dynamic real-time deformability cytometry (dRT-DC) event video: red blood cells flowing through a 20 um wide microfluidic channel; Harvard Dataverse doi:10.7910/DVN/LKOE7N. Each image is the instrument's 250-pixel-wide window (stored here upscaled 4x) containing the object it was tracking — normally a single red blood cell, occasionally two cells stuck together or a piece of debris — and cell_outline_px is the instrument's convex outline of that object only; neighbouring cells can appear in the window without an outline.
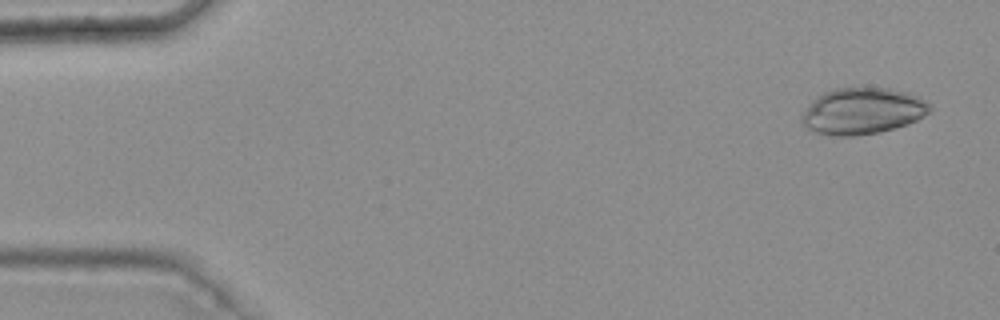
{"species": "common noctule bat (a hibernating species)", "species_latin": "Nyctalus noctula", "temperature_condition": "warm", "stored_images_in_passage": 6, "camera_frame_rate_fps": 3000, "um_per_image_px": 0.085, "animal": {"sex": "female", "body_mass_g": 25.1}, "frame": {"image": 1, "passage_image": 1, "time_ms": 0.0, "image_size_px": [1000, 320], "cell_outline_px": [[932, 112], [908, 124], [880, 132], [856, 136], [836, 136], [816, 132], [808, 128], [800, 120], [804, 112], [824, 92], [832, 88], [888, 88], [908, 92], [920, 96], [932, 108]], "centroid_in_image_um": [73.38, 9.44], "position_along_channel_um": 11.6, "area_um2": 34.39}}
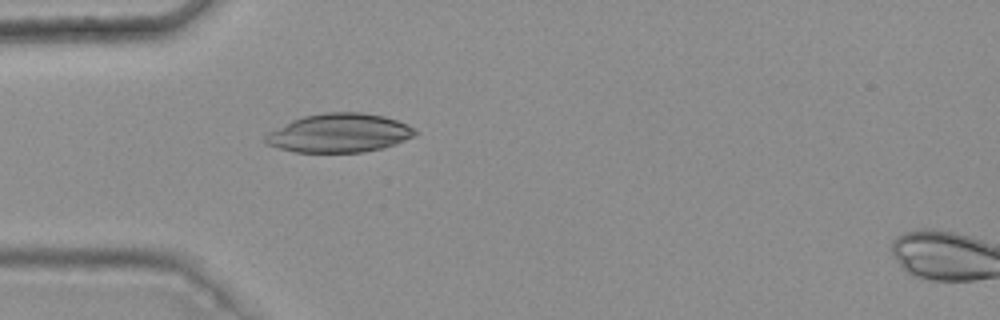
{"frame": {"image": 2, "passage_image": 5, "time_ms": 1.333, "image_size_px": [1000, 320], "cell_outline_px": [[420, 132], [416, 136], [396, 144], [384, 148], [360, 152], [296, 152], [264, 144], [264, 136], [268, 132], [292, 120], [304, 116], [324, 112], [360, 112], [384, 116], [408, 124]], "centroid_in_image_um": [28.87, 11.31], "position_along_channel_um": 56.1, "area_um2": 34.04}}